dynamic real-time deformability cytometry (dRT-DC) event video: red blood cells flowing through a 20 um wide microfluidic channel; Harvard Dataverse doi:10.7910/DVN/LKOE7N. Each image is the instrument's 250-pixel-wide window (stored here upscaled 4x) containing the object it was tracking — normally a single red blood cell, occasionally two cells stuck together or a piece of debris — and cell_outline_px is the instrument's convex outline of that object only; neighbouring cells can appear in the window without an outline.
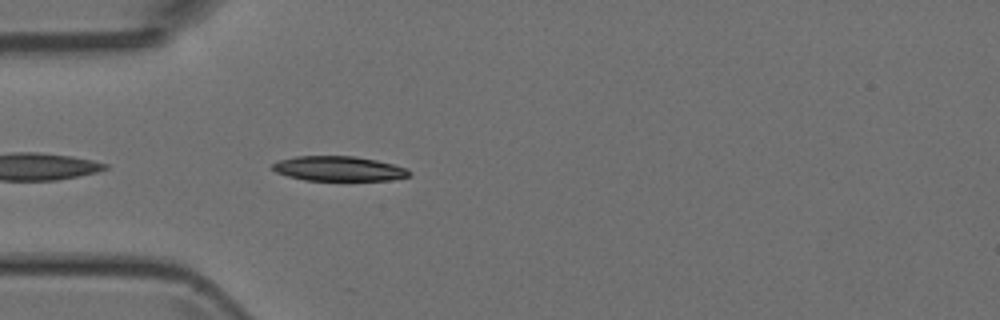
{"species": "Egyptian fruit bat (a non-hibernating species)", "species_latin": "Rousettus aegyptiacus", "temperature_condition": "room temperature", "stored_images_in_passage": 3, "camera_frame_rate_fps": 3000, "um_per_image_px": 0.085, "animal": {"sex": "female"}, "frame": {"image": 1, "passage_image": 3, "time_ms": 2.333, "image_size_px": [1000, 320], "cell_outline_px": [[412, 172], [408, 176], [392, 180], [304, 180], [288, 176], [276, 172], [272, 168], [272, 164], [280, 160], [296, 156], [356, 156], [376, 160], [408, 168]], "centroid_in_image_um": [28.81, 14.33], "position_along_channel_um": 56.2, "area_um2": 19.71}}